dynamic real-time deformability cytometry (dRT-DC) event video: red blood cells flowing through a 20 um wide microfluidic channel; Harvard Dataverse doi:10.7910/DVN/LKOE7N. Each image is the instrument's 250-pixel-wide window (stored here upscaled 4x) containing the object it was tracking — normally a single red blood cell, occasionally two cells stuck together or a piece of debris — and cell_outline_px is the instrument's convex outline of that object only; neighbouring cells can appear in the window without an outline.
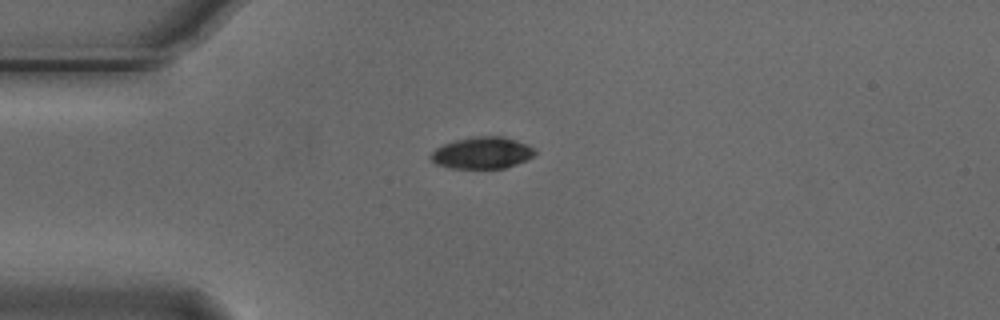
{"species": "Egyptian fruit bat (a non-hibernating species)", "species_latin": "Rousettus aegyptiacus", "temperature_condition": "cold", "stored_images_in_passage": 2, "camera_frame_rate_fps": 3000, "um_per_image_px": 0.085, "animal": {"sex": "male"}, "frame": {"image": 1, "passage_image": 1, "time_ms": 0.0, "image_size_px": [1000, 320], "cell_outline_px": [[536, 152], [528, 160], [504, 168], [448, 168], [436, 164], [428, 156], [436, 148], [444, 144], [456, 140], [472, 136], [500, 136], [524, 144], [532, 148]], "centroid_in_image_um": [40.93, 13.0], "position_along_channel_um": 44.1, "area_um2": 19.02}}